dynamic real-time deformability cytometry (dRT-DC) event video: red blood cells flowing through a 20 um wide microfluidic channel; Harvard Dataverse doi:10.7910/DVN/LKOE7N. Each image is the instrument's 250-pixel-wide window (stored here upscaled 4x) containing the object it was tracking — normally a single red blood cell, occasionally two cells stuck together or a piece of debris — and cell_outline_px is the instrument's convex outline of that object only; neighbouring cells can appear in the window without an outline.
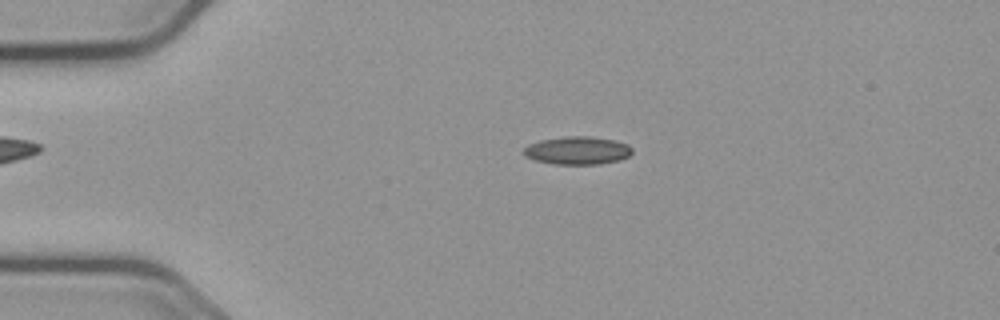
{"species": "common noctule bat (a hibernating species)", "species_latin": "Nyctalus noctula", "temperature_condition": "cold", "stored_images_in_passage": 53, "camera_frame_rate_fps": 3000, "um_per_image_px": 0.085, "animal": {"sex": "male", "body_mass_g": 23.1, "forearm_length_mm": 52.7}, "frame": {"image": 1, "passage_image": 9, "time_ms": 2.667, "image_size_px": [1000, 320], "cell_outline_px": [[632, 152], [628, 156], [620, 160], [600, 164], [552, 164], [536, 160], [524, 156], [524, 148], [528, 144], [540, 140], [564, 136], [592, 136], [616, 140], [628, 144], [632, 148]], "centroid_in_image_um": [49.09, 12.78], "position_along_channel_um": 35.9, "area_um2": 17.86}}
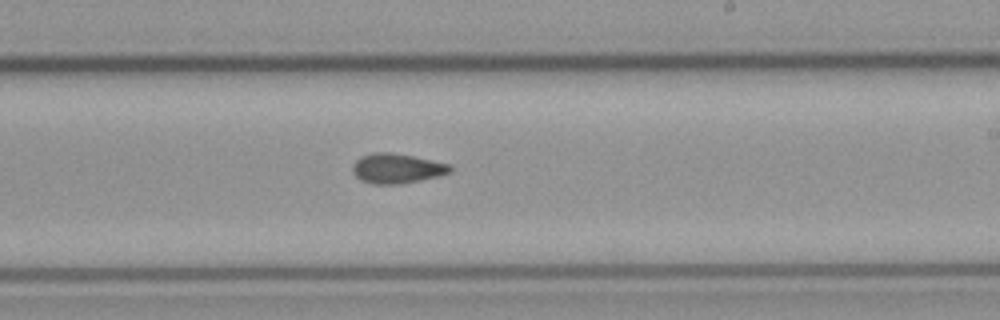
{"frame": {"image": 2, "passage_image": 30, "time_ms": 9.667, "image_size_px": [1000, 320], "cell_outline_px": [[452, 172], [420, 180], [400, 184], [372, 184], [360, 180], [352, 172], [352, 164], [360, 156], [372, 152], [392, 152], [412, 156], [448, 164], [452, 168]], "centroid_in_image_um": [33.67, 14.31], "position_along_channel_um": 255.3, "area_um2": 16.94}}
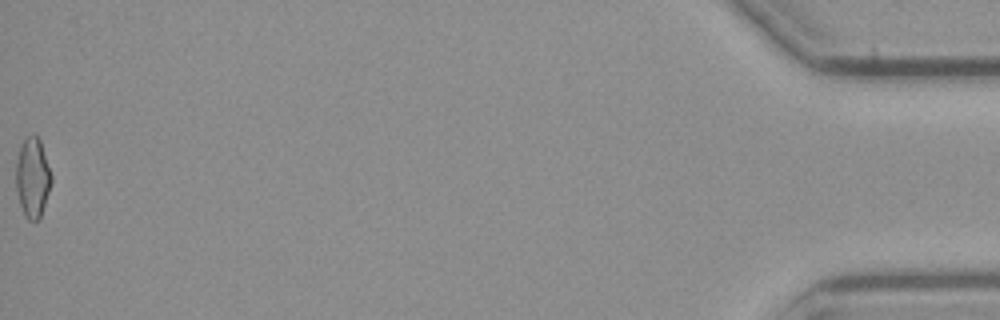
{"frame": {"image": 3, "passage_image": 53, "time_ms": 17.333, "image_size_px": [1000, 320], "cell_outline_px": [[52, 184], [40, 216], [36, 220], [28, 220], [24, 216], [16, 192], [16, 160], [20, 144], [32, 132], [40, 140], [52, 176]], "centroid_in_image_um": [2.76, 15.08], "position_along_channel_um": 432.4, "area_um2": 16.53}, "authors_computed_cell_mechanics": {"area_um2": 16.6464, "velocity_mm_per_s": 3.6857, "shape_relaxation_time_tau1_ms": null, "shape_relaxation_time_tau2_ms": 3.7404, "deformation_change_tau1": null, "deformation_change_tau2": 0.0994}}